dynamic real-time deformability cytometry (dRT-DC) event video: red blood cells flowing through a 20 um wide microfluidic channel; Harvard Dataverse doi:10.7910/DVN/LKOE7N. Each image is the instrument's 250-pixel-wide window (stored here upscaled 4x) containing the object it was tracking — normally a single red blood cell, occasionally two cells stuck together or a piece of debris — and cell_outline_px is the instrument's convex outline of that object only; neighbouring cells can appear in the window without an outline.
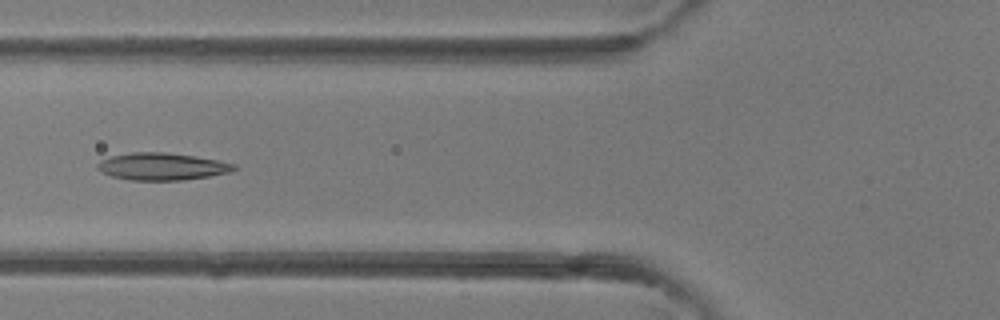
{"species": "common noctule bat (a hibernating species)", "species_latin": "Nyctalus noctula", "temperature_condition": "room temperature", "stored_images_in_passage": 4, "camera_frame_rate_fps": 3000, "um_per_image_px": 0.085, "animal": {"sex": "female"}, "frame": {"image": 1, "passage_image": 4, "time_ms": 3.333, "image_size_px": [1000, 320], "cell_outline_px": [[236, 168], [232, 172], [184, 180], [128, 180], [112, 176], [100, 172], [96, 168], [96, 164], [100, 160], [112, 156], [132, 152], [164, 152], [196, 156], [236, 164]], "centroid_in_image_um": [13.74, 14.15], "position_along_channel_um": 112.1, "area_um2": 21.73}}